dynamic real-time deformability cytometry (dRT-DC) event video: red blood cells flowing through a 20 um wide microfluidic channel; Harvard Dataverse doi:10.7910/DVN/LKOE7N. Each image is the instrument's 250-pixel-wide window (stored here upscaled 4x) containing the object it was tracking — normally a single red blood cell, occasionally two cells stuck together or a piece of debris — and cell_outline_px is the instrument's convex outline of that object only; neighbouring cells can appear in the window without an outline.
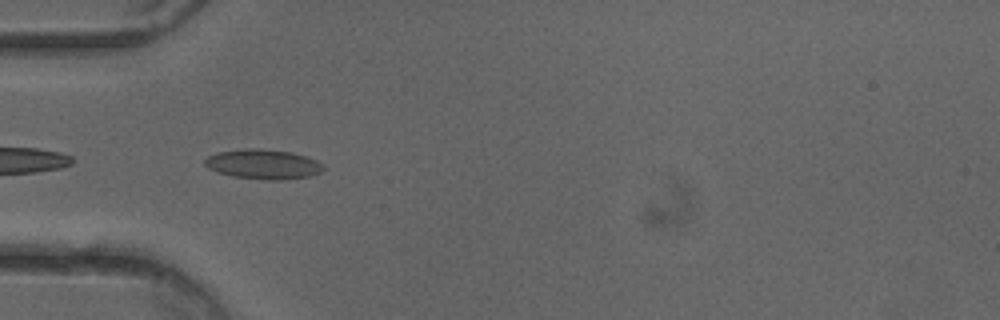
{"species": "common noctule bat (a hibernating species)", "species_latin": "Nyctalus noctula", "temperature_condition": "cold", "stored_images_in_passage": 36, "camera_frame_rate_fps": 3000, "um_per_image_px": 0.085, "animal": {"sex": "female"}, "frame": {"image": 1, "passage_image": 1, "time_ms": 0.0, "image_size_px": [1000, 320], "cell_outline_px": [[324, 168], [320, 172], [308, 176], [284, 180], [264, 180], [232, 176], [216, 172], [208, 168], [204, 164], [204, 160], [208, 156], [216, 152], [244, 148], [260, 148], [292, 152], [316, 160], [324, 164]], "centroid_in_image_um": [22.34, 13.95], "position_along_channel_um": 62.7, "area_um2": 20.75}}
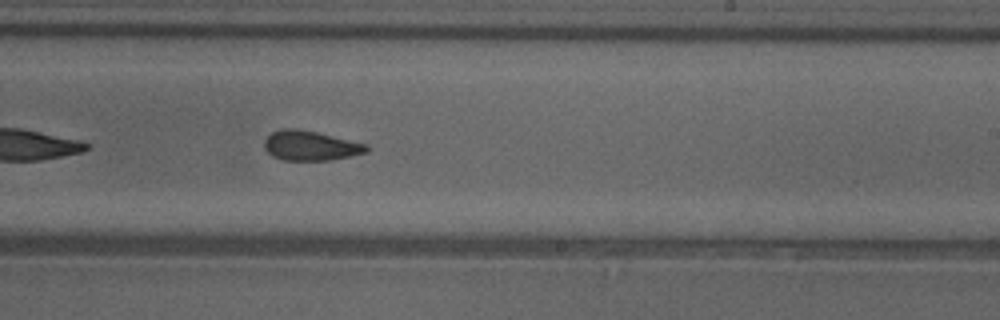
{"frame": {"image": 2, "passage_image": 16, "time_ms": 5.0, "image_size_px": [1000, 320], "cell_outline_px": [[368, 152], [332, 160], [280, 160], [272, 156], [264, 148], [264, 140], [272, 132], [280, 128], [296, 128], [316, 132], [368, 144]], "centroid_in_image_um": [26.37, 12.38], "position_along_channel_um": 262.6, "area_um2": 17.8}}
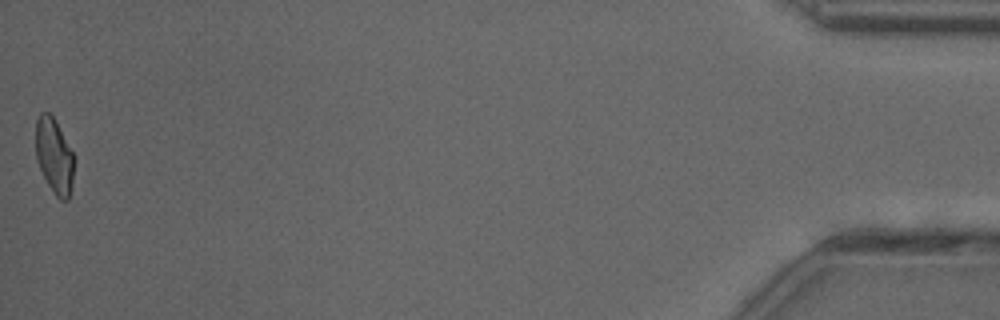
{"frame": {"image": 3, "passage_image": 36, "time_ms": 11.667, "image_size_px": [1000, 320], "cell_outline_px": [[72, 184], [68, 200], [60, 200], [56, 196], [48, 184], [36, 160], [36, 120], [40, 112], [48, 112], [52, 116], [72, 152]], "centroid_in_image_um": [4.57, 13.26], "position_along_channel_um": 430.6, "area_um2": 16.24}, "authors_computed_cell_mechanics": {"area_um2": 18.0336, "velocity_mm_per_s": 4.0237, "shape_relaxation_time_tau1_ms": null, "shape_relaxation_time_tau2_ms": 1.6661, "deformation_change_tau1": null, "deformation_change_tau2": 0.0885}}